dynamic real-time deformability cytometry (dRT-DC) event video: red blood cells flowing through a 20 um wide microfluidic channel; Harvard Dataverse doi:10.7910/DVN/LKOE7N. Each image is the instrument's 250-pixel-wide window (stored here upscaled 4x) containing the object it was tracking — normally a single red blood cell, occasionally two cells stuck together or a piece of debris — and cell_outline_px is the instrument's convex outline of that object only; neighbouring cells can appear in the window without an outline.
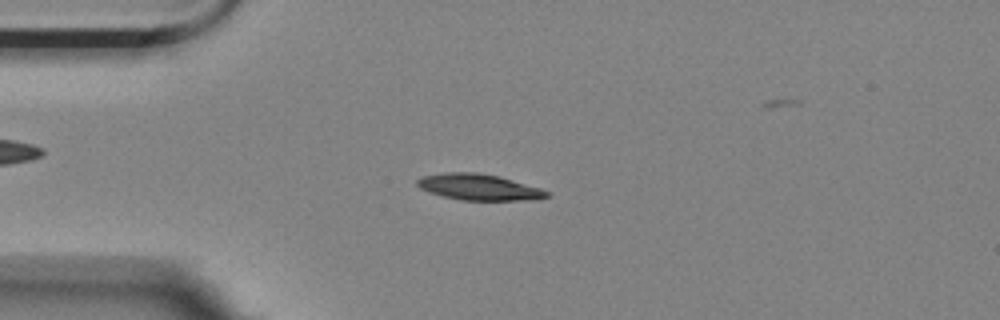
{"species": "Egyptian fruit bat (a non-hibernating species)", "species_latin": "Rousettus aegyptiacus", "temperature_condition": "room temperature", "stored_images_in_passage": 5, "camera_frame_rate_fps": 3000, "um_per_image_px": 0.085, "animal": {"sex": "female"}, "frame": {"image": 1, "passage_image": 3, "time_ms": 0.667, "image_size_px": [1000, 320], "cell_outline_px": [[552, 196], [536, 200], [460, 200], [444, 196], [420, 188], [416, 184], [416, 180], [424, 176], [444, 172], [476, 172], [500, 176], [540, 188], [548, 192]], "centroid_in_image_um": [40.75, 15.9], "position_along_channel_um": 44.2, "area_um2": 19.71}}
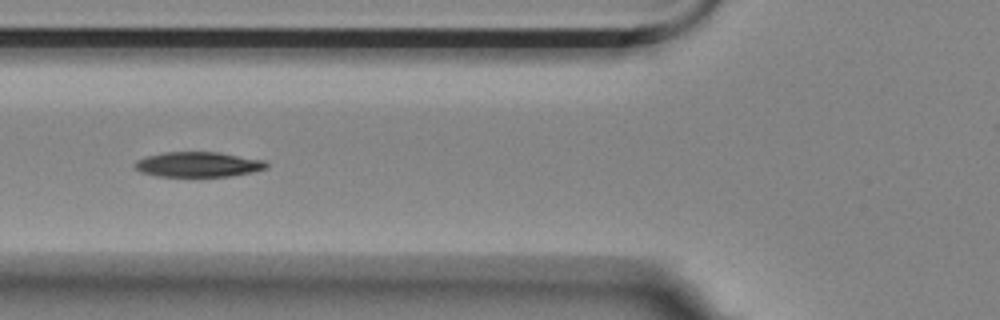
{"frame": {"image": 2, "passage_image": 5, "time_ms": 1.333, "image_size_px": [1000, 320], "cell_outline_px": [[268, 168], [252, 172], [232, 176], [156, 176], [140, 172], [132, 164], [136, 160], [144, 156], [164, 152], [220, 152], [264, 160], [268, 164]], "centroid_in_image_um": [16.82, 13.97], "position_along_channel_um": 109.0, "area_um2": 19.42}}